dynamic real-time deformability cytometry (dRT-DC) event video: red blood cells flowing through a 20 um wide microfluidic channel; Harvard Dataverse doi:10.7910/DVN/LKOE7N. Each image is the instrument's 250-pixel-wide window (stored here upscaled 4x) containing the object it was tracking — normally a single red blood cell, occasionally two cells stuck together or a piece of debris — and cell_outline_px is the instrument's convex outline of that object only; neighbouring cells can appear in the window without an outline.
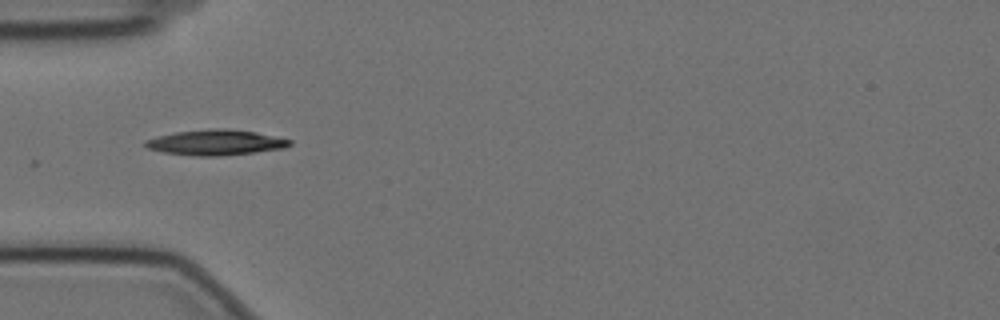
{"species": "Egyptian fruit bat (a non-hibernating species)", "species_latin": "Rousettus aegyptiacus", "temperature_condition": "cold", "stored_images_in_passage": 3, "camera_frame_rate_fps": 3000, "um_per_image_px": 0.085, "animal": {"sex": "female"}, "frame": {"image": 1, "passage_image": 1, "time_ms": 0.0, "image_size_px": [1000, 320], "cell_outline_px": [[292, 144], [284, 148], [220, 156], [200, 156], [164, 152], [148, 148], [144, 144], [144, 140], [176, 132], [208, 128], [228, 128], [256, 132], [292, 140]], "centroid_in_image_um": [18.35, 12.09], "position_along_channel_um": 66.6, "area_um2": 21.21}}